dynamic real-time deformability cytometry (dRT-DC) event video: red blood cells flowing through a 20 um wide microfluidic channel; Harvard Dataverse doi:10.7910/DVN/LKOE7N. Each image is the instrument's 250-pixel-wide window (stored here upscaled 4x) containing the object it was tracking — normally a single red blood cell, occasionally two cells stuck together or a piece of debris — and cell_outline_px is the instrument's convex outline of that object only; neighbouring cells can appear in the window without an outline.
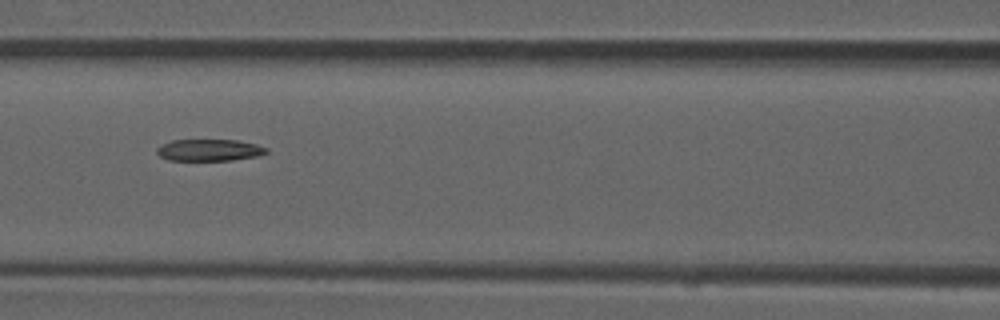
{"species": "common noctule bat (a hibernating species)", "species_latin": "Nyctalus noctula", "temperature_condition": "room temperature", "stored_images_in_passage": 6, "camera_frame_rate_fps": 3000, "um_per_image_px": 0.085, "animal": {"sex": "male", "forearm_length_mm": 52.5}, "frame": {"image": 1, "passage_image": 3, "time_ms": 0.667, "image_size_px": [1000, 320], "cell_outline_px": [[268, 152], [260, 156], [232, 160], [168, 160], [160, 156], [156, 152], [156, 148], [172, 140], [236, 140], [256, 144], [268, 148]], "centroid_in_image_um": [17.82, 12.76], "position_along_channel_um": 148.8, "area_um2": 13.87}}
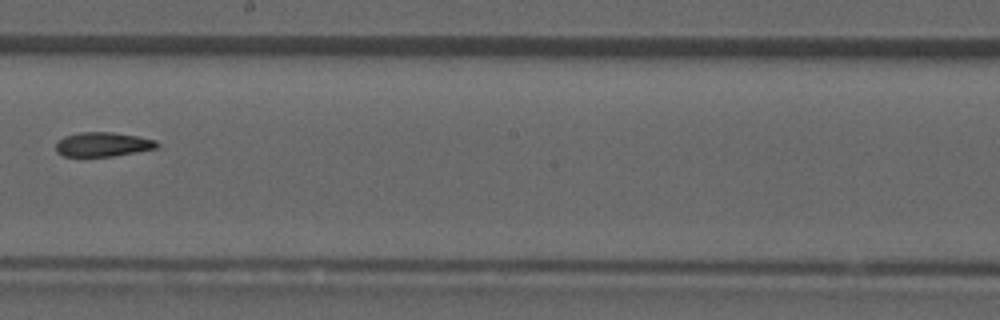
{"frame": {"image": 2, "passage_image": 5, "time_ms": 1.333, "image_size_px": [1000, 320], "cell_outline_px": [[160, 144], [156, 148], [112, 156], [64, 156], [56, 152], [56, 144], [64, 136], [80, 132], [112, 132], [140, 136], [156, 140]], "centroid_in_image_um": [8.75, 12.26], "position_along_channel_um": 239.4, "area_um2": 14.28}}
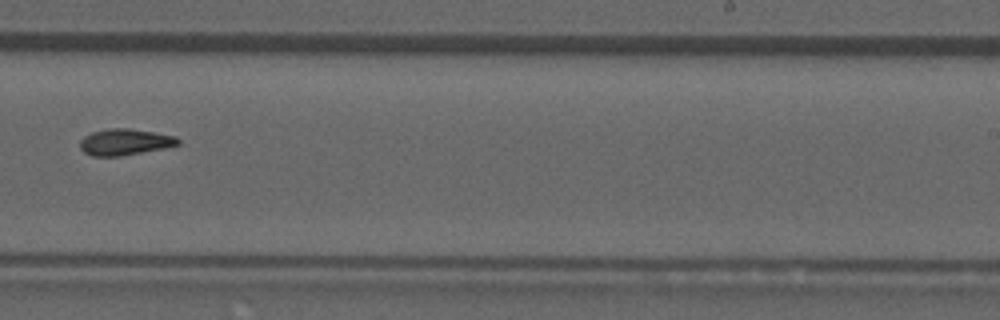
{"frame": {"image": 3, "passage_image": 6, "time_ms": 1.667, "image_size_px": [1000, 320], "cell_outline_px": [[180, 144], [164, 148], [120, 156], [92, 156], [84, 152], [80, 148], [80, 140], [84, 136], [92, 132], [108, 128], [128, 128], [156, 132], [176, 136], [180, 140]], "centroid_in_image_um": [10.62, 12.06], "position_along_channel_um": 278.4, "area_um2": 15.09}}